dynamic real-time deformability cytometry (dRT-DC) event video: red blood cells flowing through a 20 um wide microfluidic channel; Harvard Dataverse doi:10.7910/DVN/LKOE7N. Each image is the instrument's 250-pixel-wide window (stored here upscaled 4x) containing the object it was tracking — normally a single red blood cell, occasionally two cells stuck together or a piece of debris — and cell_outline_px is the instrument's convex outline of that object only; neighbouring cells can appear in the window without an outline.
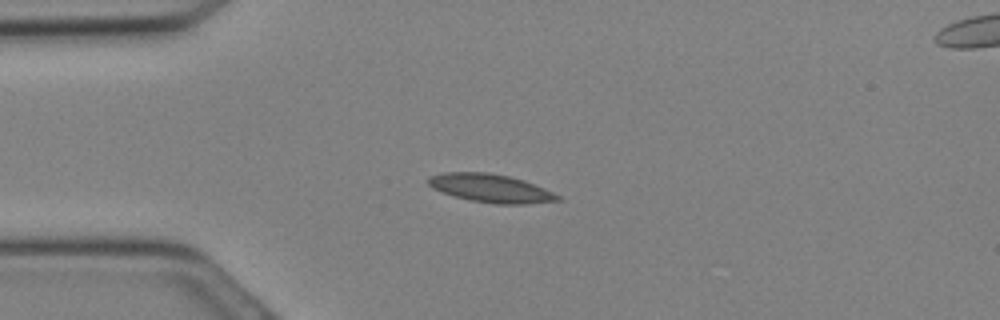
{"species": "Egyptian fruit bat (a non-hibernating species)", "species_latin": "Rousettus aegyptiacus", "temperature_condition": "cold", "stored_images_in_passage": 18, "camera_frame_rate_fps": 3000, "um_per_image_px": 0.085, "animal": {"sex": "female"}, "frame": {"image": 1, "passage_image": 7, "time_ms": 2.0, "image_size_px": [1000, 320], "cell_outline_px": [[564, 200], [528, 204], [496, 204], [472, 200], [456, 196], [432, 188], [428, 184], [428, 176], [444, 172], [488, 172], [508, 176], [524, 180], [544, 188], [560, 196]], "centroid_in_image_um": [41.74, 15.99], "position_along_channel_um": 43.3, "area_um2": 21.27}}
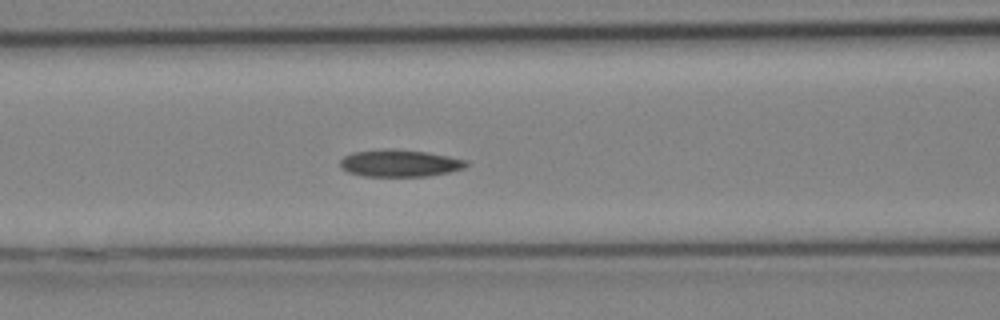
{"frame": {"image": 2, "passage_image": 12, "time_ms": 3.667, "image_size_px": [1000, 320], "cell_outline_px": [[468, 164], [464, 168], [448, 172], [428, 176], [364, 176], [348, 172], [340, 168], [340, 160], [344, 156], [352, 152], [388, 148], [392, 148], [428, 152], [468, 160]], "centroid_in_image_um": [33.96, 13.86], "position_along_channel_um": 132.6, "area_um2": 20.06}}
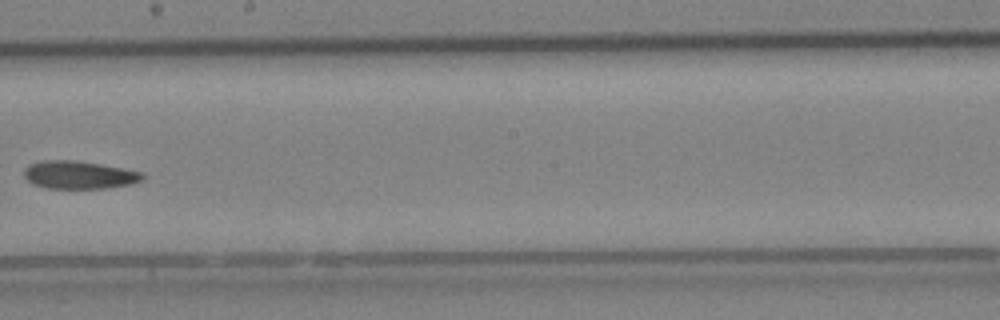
{"frame": {"image": 3, "passage_image": 17, "time_ms": 5.333, "image_size_px": [1000, 320], "cell_outline_px": [[144, 180], [132, 184], [108, 188], [48, 188], [32, 184], [24, 176], [24, 168], [28, 164], [40, 160], [72, 160], [100, 164], [144, 172]], "centroid_in_image_um": [6.72, 14.86], "position_along_channel_um": 241.5, "area_um2": 19.42}}